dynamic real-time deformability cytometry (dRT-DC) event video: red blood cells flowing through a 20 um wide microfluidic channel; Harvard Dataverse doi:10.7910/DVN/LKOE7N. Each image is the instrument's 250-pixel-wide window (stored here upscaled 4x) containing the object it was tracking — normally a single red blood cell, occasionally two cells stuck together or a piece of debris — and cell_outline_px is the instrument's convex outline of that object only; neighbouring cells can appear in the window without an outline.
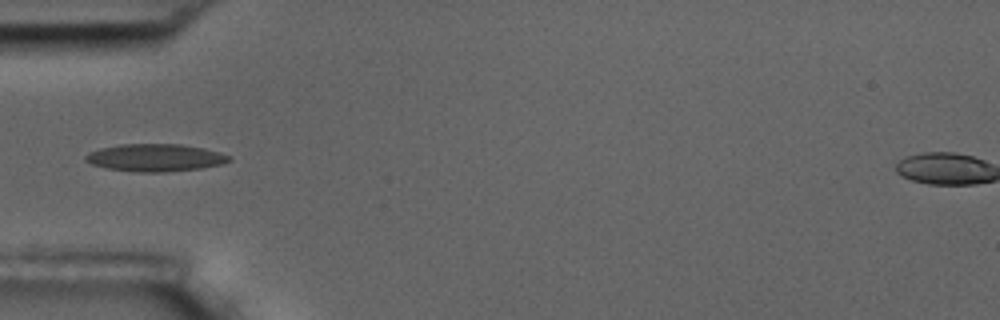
{"species": "common noctule bat (a hibernating species)", "species_latin": "Nyctalus noctula", "temperature_condition": "room temperature", "stored_images_in_passage": 9, "camera_frame_rate_fps": 3000, "um_per_image_px": 0.085, "animal": {"sex": "male", "body_mass_g": 17.5, "forearm_length_mm": 52.3}, "frame": {"image": 1, "passage_image": 6, "time_ms": 5.667, "image_size_px": [1000, 320], "cell_outline_px": [[232, 160], [224, 164], [200, 168], [164, 172], [136, 172], [108, 168], [92, 164], [84, 160], [84, 156], [88, 152], [100, 148], [120, 144], [180, 144], [204, 148], [220, 152], [232, 156]], "centroid_in_image_um": [13.22, 13.4], "position_along_channel_um": 71.8, "area_um2": 23.12}}
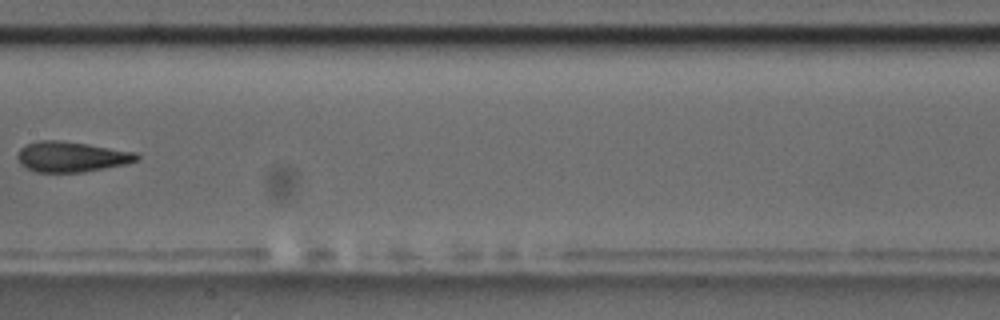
{"frame": {"image": 2, "passage_image": 9, "time_ms": 9.333, "image_size_px": [1000, 320], "cell_outline_px": [[140, 156], [136, 160], [124, 164], [84, 172], [36, 172], [20, 164], [16, 156], [20, 148], [28, 144], [40, 140], [60, 140], [88, 144], [136, 152]], "centroid_in_image_um": [6.04, 13.32], "position_along_channel_um": 201.4, "area_um2": 20.98}}